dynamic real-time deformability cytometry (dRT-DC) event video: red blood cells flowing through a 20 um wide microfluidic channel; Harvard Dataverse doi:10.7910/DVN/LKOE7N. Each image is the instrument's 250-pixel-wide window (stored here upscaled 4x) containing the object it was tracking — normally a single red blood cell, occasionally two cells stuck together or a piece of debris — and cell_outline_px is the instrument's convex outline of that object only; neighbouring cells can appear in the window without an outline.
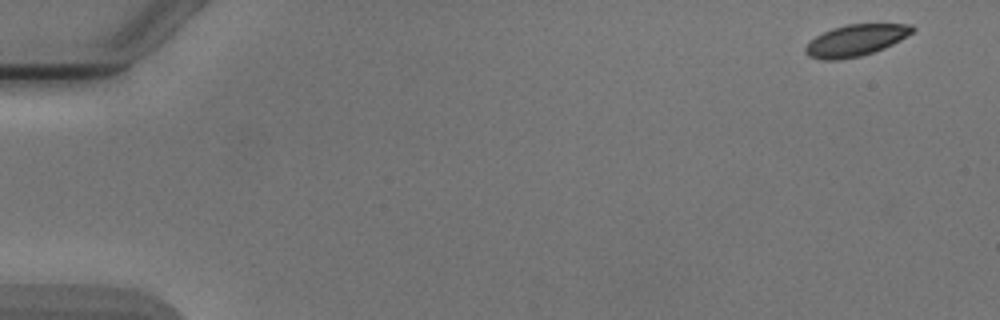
{"species": "Egyptian fruit bat (a non-hibernating species)", "species_latin": "Rousettus aegyptiacus", "temperature_condition": "cold", "stored_images_in_passage": 5, "segment_of_instrument_passage": [1, 2], "camera_frame_rate_fps": 3000, "um_per_image_px": 0.085, "animal": {"sex": "male"}, "frame": {"image": 1, "passage_image": 1, "time_ms": 0.0, "image_size_px": [1000, 320], "cell_outline_px": [[916, 28], [908, 36], [884, 48], [860, 56], [836, 60], [820, 60], [808, 56], [804, 52], [804, 48], [816, 36], [832, 28], [848, 24], [912, 24]], "centroid_in_image_um": [72.73, 3.43], "position_along_channel_um": 12.3, "area_um2": 19.54}}
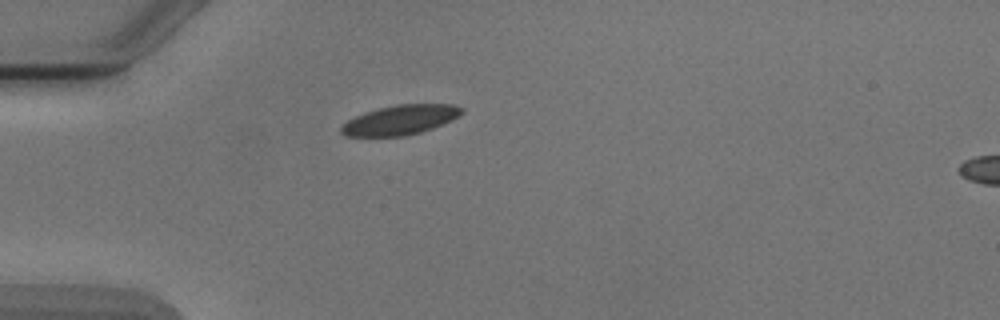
{"frame": {"image": 2, "passage_image": 4, "time_ms": 4.333, "image_size_px": [1000, 320], "cell_outline_px": [[464, 112], [452, 120], [432, 128], [420, 132], [404, 136], [344, 136], [340, 132], [340, 128], [348, 120], [364, 112], [396, 104], [452, 104], [464, 108]], "centroid_in_image_um": [34.03, 10.19], "position_along_channel_um": 51.0, "area_um2": 20.75}}